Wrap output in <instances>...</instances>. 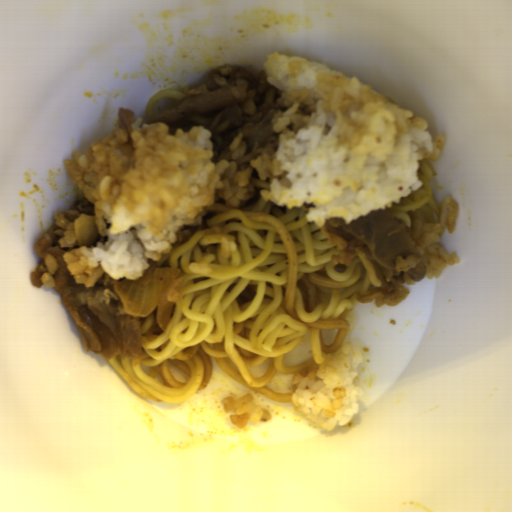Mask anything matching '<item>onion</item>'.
I'll return each mask as SVG.
<instances>
[{
	"mask_svg": "<svg viewBox=\"0 0 512 512\" xmlns=\"http://www.w3.org/2000/svg\"><path fill=\"white\" fill-rule=\"evenodd\" d=\"M180 270L177 266L155 268L148 284L128 279L115 284L114 290L130 314L144 317L157 309L156 323L166 331L174 309V302L167 298L171 291L181 290L184 283V275L179 276Z\"/></svg>",
	"mask_w": 512,
	"mask_h": 512,
	"instance_id": "06740285",
	"label": "onion"
},
{
	"mask_svg": "<svg viewBox=\"0 0 512 512\" xmlns=\"http://www.w3.org/2000/svg\"><path fill=\"white\" fill-rule=\"evenodd\" d=\"M74 234L78 246L95 244L102 234L98 229L95 215L81 213L73 223Z\"/></svg>",
	"mask_w": 512,
	"mask_h": 512,
	"instance_id": "6bf65262",
	"label": "onion"
}]
</instances>
